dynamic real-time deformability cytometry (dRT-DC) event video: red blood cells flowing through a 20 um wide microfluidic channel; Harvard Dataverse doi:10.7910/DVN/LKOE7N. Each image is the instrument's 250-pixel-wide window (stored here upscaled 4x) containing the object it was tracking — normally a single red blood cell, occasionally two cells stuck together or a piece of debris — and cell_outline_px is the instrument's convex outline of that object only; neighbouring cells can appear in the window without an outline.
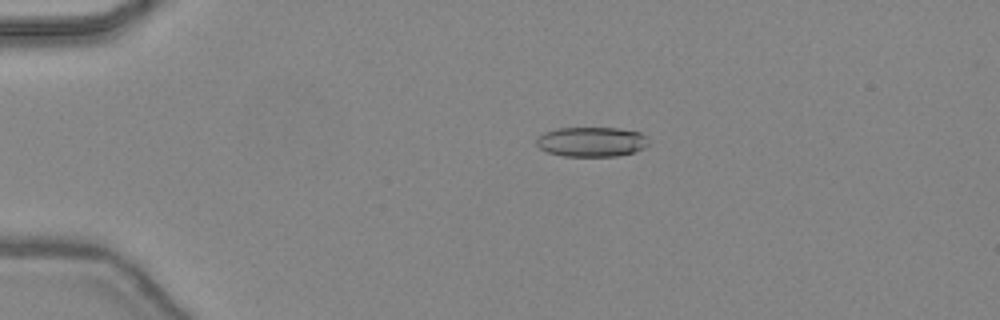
{"species": "common noctule bat (a hibernating species)", "species_latin": "Nyctalus noctula", "temperature_condition": "warm", "stored_images_in_passage": 40, "camera_frame_rate_fps": 3000, "um_per_image_px": 0.085, "animal": {"sex": "female", "body_mass_g": 24.6, "forearm_length_mm": 56.2}, "frame": {"image": 1, "passage_image": 4, "time_ms": 1.0, "image_size_px": [1000, 320], "cell_outline_px": [[648, 144], [644, 148], [636, 152], [616, 156], [564, 156], [548, 152], [540, 148], [536, 144], [536, 140], [544, 132], [556, 128], [620, 128], [640, 132], [648, 140]], "centroid_in_image_um": [50.29, 12.05], "position_along_channel_um": 34.7, "area_um2": 19.48}}
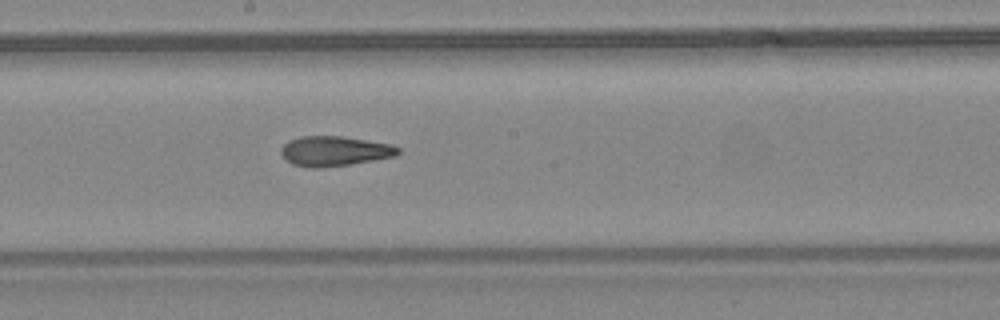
{"frame": {"image": 2, "passage_image": 20, "time_ms": 6.333, "image_size_px": [1000, 320], "cell_outline_px": [[400, 152], [396, 156], [348, 164], [320, 168], [308, 168], [292, 164], [280, 152], [280, 148], [288, 140], [300, 136], [340, 136], [392, 144], [400, 148]], "centroid_in_image_um": [28.42, 12.84], "position_along_channel_um": 219.8, "area_um2": 20.35}}
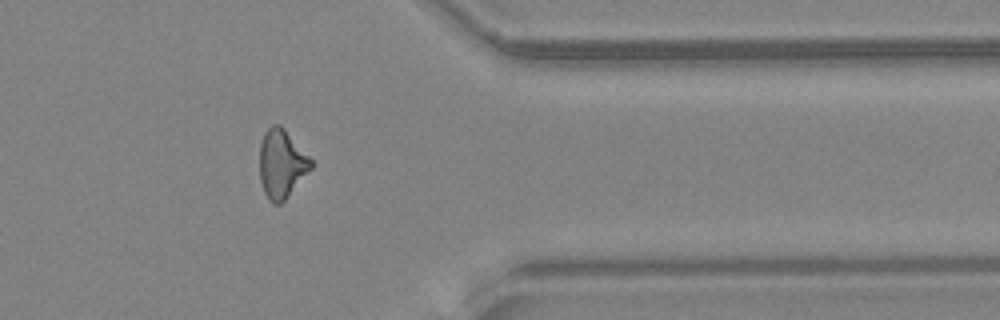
{"frame": {"image": 3, "passage_image": 32, "time_ms": 10.333, "image_size_px": [1000, 320], "cell_outline_px": [[312, 168], [284, 200], [280, 204], [272, 204], [268, 200], [264, 192], [260, 180], [260, 144], [264, 132], [272, 124], [280, 124], [284, 128], [312, 160]], "centroid_in_image_um": [23.92, 13.92], "position_along_channel_um": 387.5, "area_um2": 20.4}, "authors_computed_cell_mechanics": {"area_um2": 20.2589, "velocity_mm_per_s": 4.4898, "shape_relaxation_time_tau1_ms": 6.9054, "shape_relaxation_time_tau2_ms": 2.8357, "deformation_change_tau1": 0.2177, "deformation_change_tau2": 0.136}}